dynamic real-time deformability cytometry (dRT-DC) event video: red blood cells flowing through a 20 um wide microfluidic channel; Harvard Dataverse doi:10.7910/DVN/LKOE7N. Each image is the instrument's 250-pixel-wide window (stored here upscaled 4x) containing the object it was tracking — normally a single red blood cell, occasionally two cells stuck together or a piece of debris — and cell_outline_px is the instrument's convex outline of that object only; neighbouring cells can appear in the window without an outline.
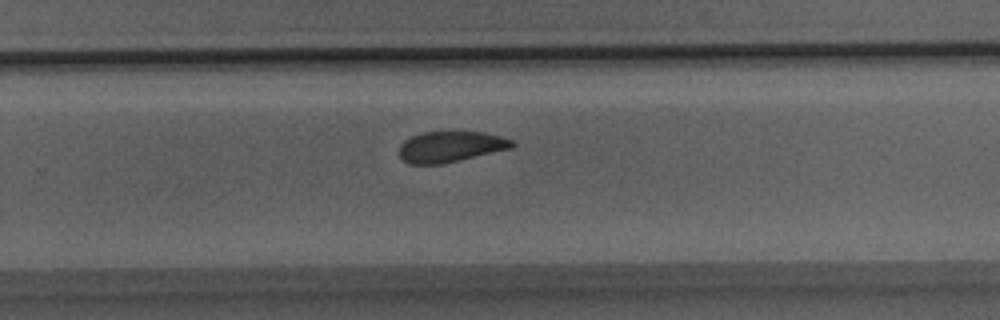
{"species": "Egyptian fruit bat (a non-hibernating species)", "species_latin": "Rousettus aegyptiacus", "temperature_condition": "room temperature", "stored_images_in_passage": 29, "camera_frame_rate_fps": 3000, "um_per_image_px": 0.085, "animal": {"sex": "male"}, "frame": {"image": 1, "passage_image": 18, "time_ms": 5.667, "image_size_px": [1000, 320], "cell_outline_px": [[516, 144], [512, 148], [460, 160], [440, 164], [408, 164], [400, 156], [400, 144], [404, 140], [420, 132], [484, 132], [500, 136], [512, 140]], "centroid_in_image_um": [38.3, 12.46], "position_along_channel_um": 291.5, "area_um2": 20.23}}
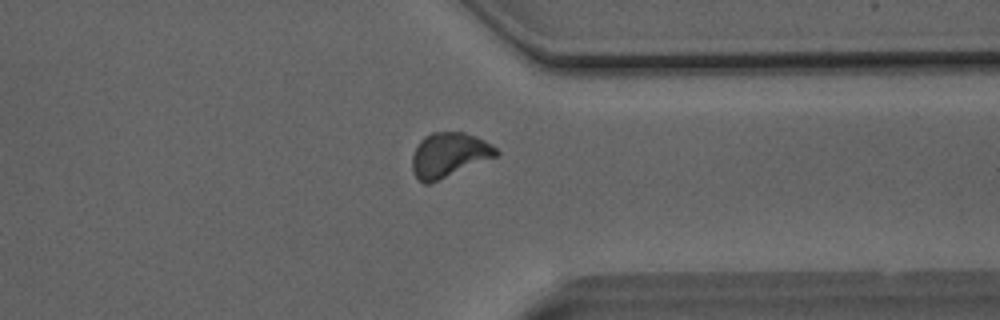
{"frame": {"image": 2, "passage_image": 22, "time_ms": 7.0, "image_size_px": [1000, 320], "cell_outline_px": [[500, 152], [496, 156], [428, 184], [424, 184], [412, 172], [412, 156], [420, 140], [424, 136], [432, 132], [464, 132], [476, 136], [492, 144]], "centroid_in_image_um": [38.15, 13.15], "position_along_channel_um": 373.3, "area_um2": 21.56}}
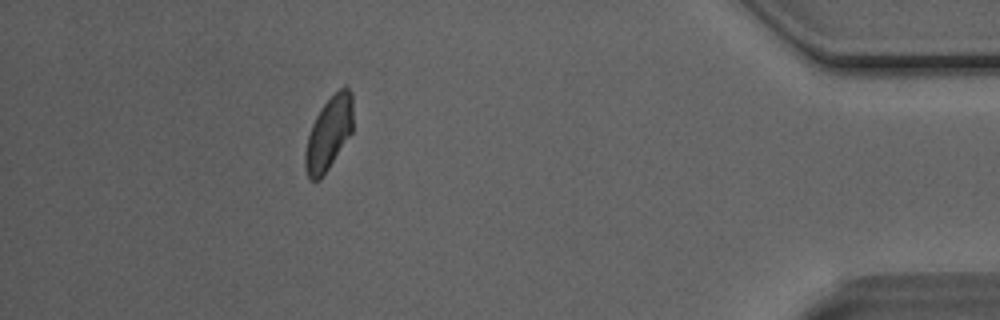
{"frame": {"image": 3, "passage_image": 26, "time_ms": 8.333, "image_size_px": [1000, 320], "cell_outline_px": [[352, 132], [320, 180], [308, 180], [304, 168], [304, 152], [308, 136], [312, 124], [320, 108], [344, 84], [352, 92]], "centroid_in_image_um": [27.92, 11.35], "position_along_channel_um": 407.3, "area_um2": 20.35}}